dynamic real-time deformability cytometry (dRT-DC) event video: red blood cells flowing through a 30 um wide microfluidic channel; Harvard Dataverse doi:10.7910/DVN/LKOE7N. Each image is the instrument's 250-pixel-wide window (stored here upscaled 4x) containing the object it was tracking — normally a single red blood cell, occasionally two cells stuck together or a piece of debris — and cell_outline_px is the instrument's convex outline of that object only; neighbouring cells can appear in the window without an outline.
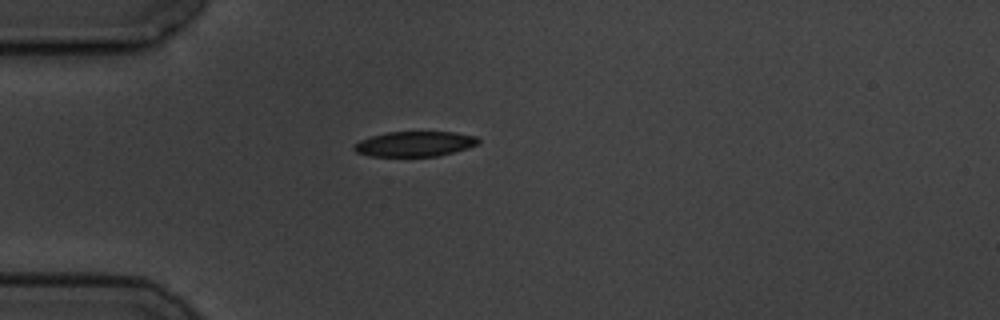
{"species": "common noctule bat (a hibernating species)", "species_latin": "Nyctalus noctula", "temperature_condition": "cold", "stored_images_in_passage": 12, "camera_frame_rate_fps": 3000, "um_per_image_px": 0.085, "animal": {"sex": "male", "body_mass_g": 19.5, "forearm_length_mm": 54.6}, "frame": {"image": 1, "passage_image": 1, "time_ms": 0.0, "image_size_px": [1000, 320], "cell_outline_px": [[480, 140], [476, 144], [468, 148], [440, 156], [372, 156], [356, 152], [352, 148], [352, 144], [360, 140], [372, 136], [388, 132], [456, 132], [476, 136]], "centroid_in_image_um": [35.24, 12.23], "position_along_channel_um": 49.8, "area_um2": 18.21}}
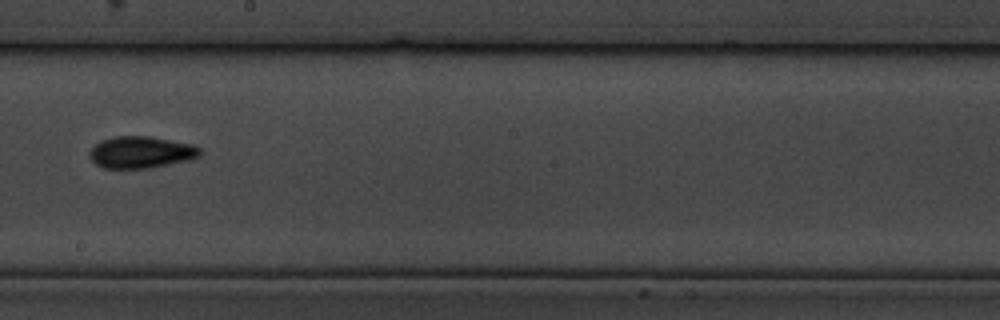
{"frame": {"image": 2, "passage_image": 6, "time_ms": 5.667, "image_size_px": [1000, 320], "cell_outline_px": [[200, 156], [188, 160], [152, 168], [104, 168], [96, 164], [92, 160], [88, 152], [96, 144], [104, 140], [116, 136], [152, 136], [192, 144], [200, 148]], "centroid_in_image_um": [12.0, 12.94], "position_along_channel_um": 236.2, "area_um2": 20.4}}
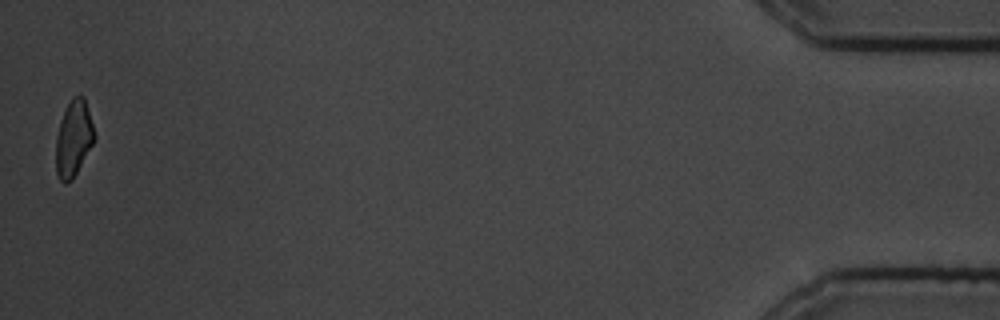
{"frame": {"image": 3, "passage_image": 12, "time_ms": 13.667, "image_size_px": [1000, 320], "cell_outline_px": [[96, 136], [92, 144], [72, 180], [64, 184], [60, 180], [56, 172], [56, 136], [60, 120], [72, 96], [80, 92], [84, 96]], "centroid_in_image_um": [6.25, 11.73], "position_along_channel_um": 429.0, "area_um2": 17.05}, "authors_computed_cell_mechanics": {"area_um2": 18.9006, "velocity_mm_per_s": 3.5165, "shape_relaxation_time_tau1_ms": 2.4423, "shape_relaxation_time_tau2_ms": null, "deformation_change_tau1": 0.0778, "deformation_change_tau2": null}}